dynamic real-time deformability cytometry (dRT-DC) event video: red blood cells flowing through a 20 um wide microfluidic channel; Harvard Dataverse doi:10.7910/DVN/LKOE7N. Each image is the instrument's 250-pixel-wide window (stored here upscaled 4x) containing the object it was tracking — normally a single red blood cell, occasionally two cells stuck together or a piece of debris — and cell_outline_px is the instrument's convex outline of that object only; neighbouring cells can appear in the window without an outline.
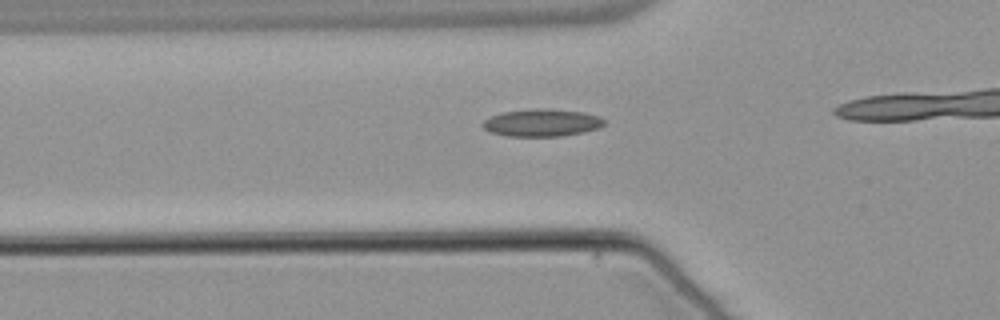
{"species": "common noctule bat (a hibernating species)", "species_latin": "Nyctalus noctula", "temperature_condition": "warm", "stored_images_in_passage": 38, "camera_frame_rate_fps": 3000, "um_per_image_px": 0.085, "animal": {"sex": "male", "body_mass_g": 21.5, "forearm_length_mm": 52.0}, "frame": {"image": 1, "passage_image": 14, "time_ms": 4.333, "image_size_px": [1000, 320], "cell_outline_px": [[608, 120], [600, 128], [584, 132], [560, 136], [508, 136], [492, 132], [484, 128], [480, 124], [484, 120], [492, 116], [504, 112], [532, 108], [552, 108], [584, 112], [600, 116]], "centroid_in_image_um": [46.12, 10.42], "position_along_channel_um": 79.7, "area_um2": 19.65}}
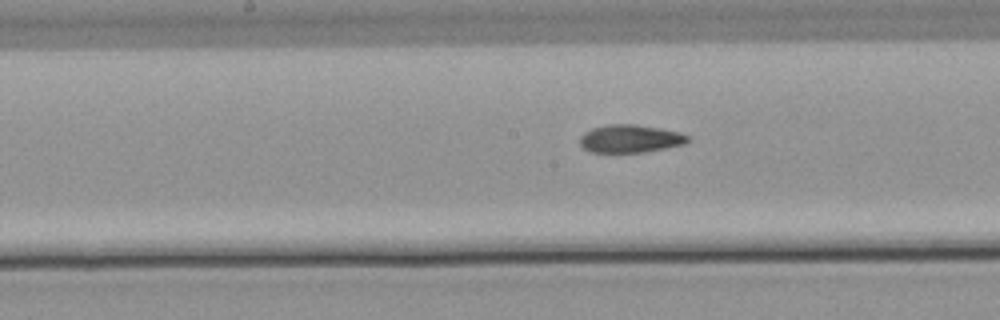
{"frame": {"image": 2, "passage_image": 23, "time_ms": 7.333, "image_size_px": [1000, 320], "cell_outline_px": [[692, 140], [684, 144], [644, 152], [592, 152], [584, 148], [580, 144], [580, 136], [584, 132], [592, 128], [608, 124], [636, 124], [660, 128], [680, 132], [688, 136]], "centroid_in_image_um": [53.58, 11.78], "position_along_channel_um": 194.6, "area_um2": 17.57}}
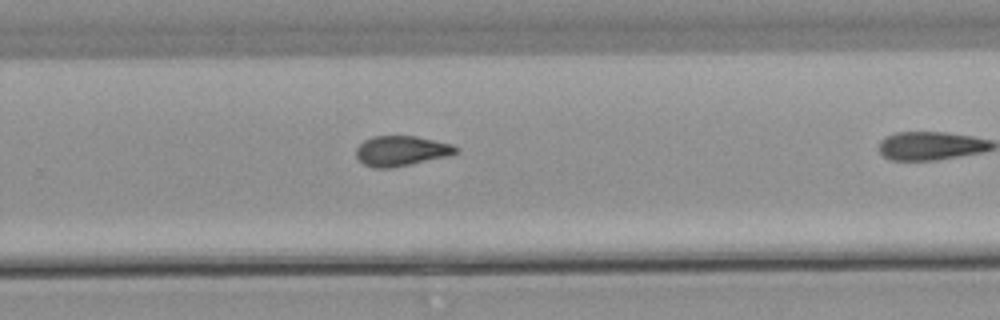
{"frame": {"image": 3, "passage_image": 31, "time_ms": 10.0, "image_size_px": [1000, 320], "cell_outline_px": [[460, 152], [448, 156], [388, 168], [376, 168], [364, 164], [356, 156], [356, 148], [364, 140], [372, 136], [416, 136], [452, 144], [460, 148]], "centroid_in_image_um": [34.13, 12.81], "position_along_channel_um": 295.7, "area_um2": 17.4}}